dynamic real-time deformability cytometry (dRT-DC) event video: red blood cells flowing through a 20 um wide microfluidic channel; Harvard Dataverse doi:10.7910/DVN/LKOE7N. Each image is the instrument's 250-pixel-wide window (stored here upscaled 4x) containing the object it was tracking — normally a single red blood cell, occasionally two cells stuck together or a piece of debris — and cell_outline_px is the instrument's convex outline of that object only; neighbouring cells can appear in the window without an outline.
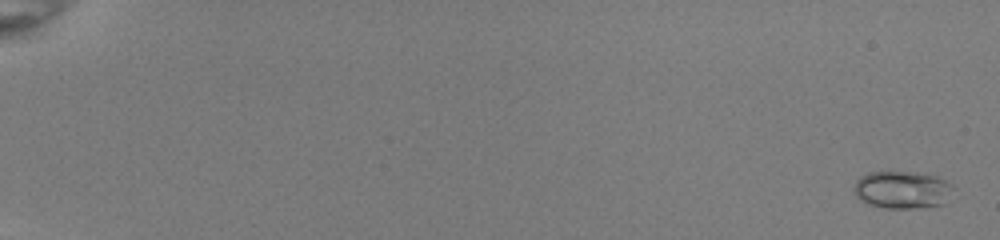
{"species": "common noctule bat (a hibernating species)", "species_latin": "Nyctalus noctula", "temperature_condition": "room temperature", "stored_images_in_passage": 54, "camera_frame_rate_fps": 3000, "um_per_image_px": 0.085, "animal": {"sex": "female", "body_mass_g": 22.0, "forearm_length_mm": 56.7}, "frame": {"image": 1, "passage_image": 2, "time_ms": 0.333, "image_size_px": [1000, 240], "cell_outline_px": [[956, 188], [944, 204], [924, 208], [884, 208], [868, 204], [860, 200], [856, 196], [856, 180], [860, 176], [868, 172], [908, 172], [936, 176], [952, 184]], "centroid_in_image_um": [76.73, 16.15], "position_along_channel_um": 8.3, "area_um2": 21.79}}
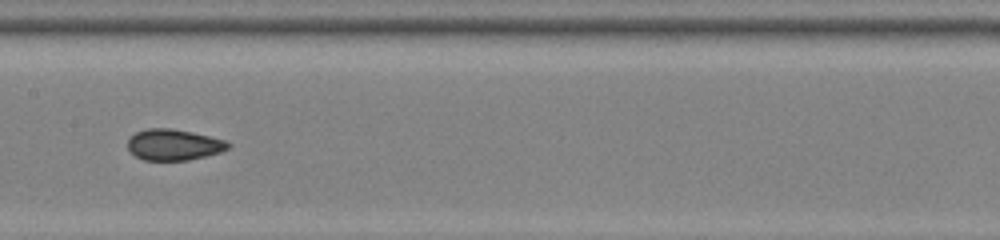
{"frame": {"image": 2, "passage_image": 31, "time_ms": 10.0, "image_size_px": [1000, 240], "cell_outline_px": [[232, 144], [228, 148], [220, 152], [188, 160], [144, 160], [136, 156], [128, 148], [128, 140], [136, 132], [148, 128], [172, 128], [192, 132], [224, 140]], "centroid_in_image_um": [14.76, 12.3], "position_along_channel_um": 192.6, "area_um2": 17.98}}
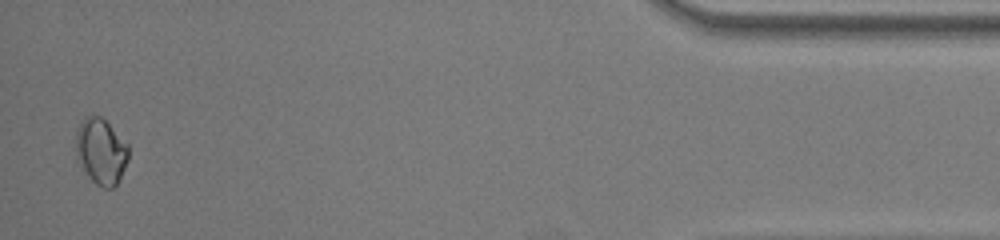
{"frame": {"image": 3, "passage_image": 53, "time_ms": 17.333, "image_size_px": [1000, 240], "cell_outline_px": [[128, 160], [116, 184], [112, 188], [104, 188], [96, 184], [92, 180], [84, 168], [76, 148], [76, 132], [84, 116], [92, 112], [100, 116], [128, 144]], "centroid_in_image_um": [8.6, 12.81], "position_along_channel_um": 426.6, "area_um2": 19.71}, "authors_computed_cell_mechanics": {"area_um2": 19.2185, "velocity_mm_per_s": 4.0342, "shape_relaxation_time_tau1_ms": null, "shape_relaxation_time_tau2_ms": 1.1066, "deformation_change_tau1": null, "deformation_change_tau2": 0.0342}}